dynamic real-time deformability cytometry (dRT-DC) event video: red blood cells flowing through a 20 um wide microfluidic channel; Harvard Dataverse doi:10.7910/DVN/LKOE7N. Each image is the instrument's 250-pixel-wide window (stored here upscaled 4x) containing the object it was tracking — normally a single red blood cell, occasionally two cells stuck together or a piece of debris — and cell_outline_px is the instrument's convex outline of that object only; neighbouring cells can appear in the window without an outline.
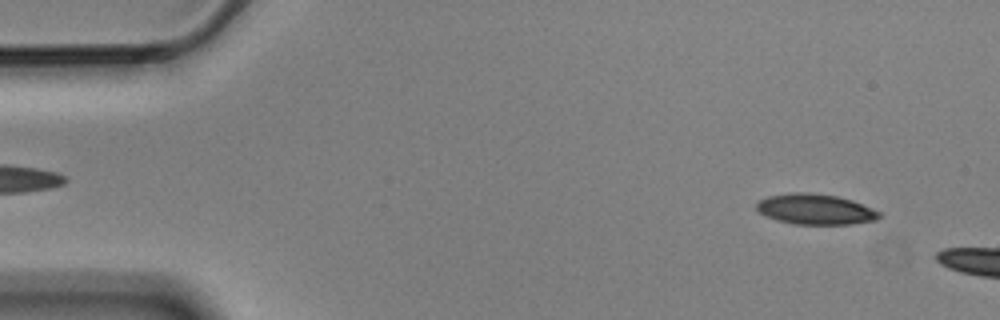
{"species": "Egyptian fruit bat (a non-hibernating species)", "species_latin": "Rousettus aegyptiacus", "temperature_condition": "cold", "stored_images_in_passage": 4, "camera_frame_rate_fps": 3000, "um_per_image_px": 0.085, "animal": {"sex": "male"}, "frame": {"image": 1, "passage_image": 1, "time_ms": 0.0, "image_size_px": [1000, 320], "cell_outline_px": [[884, 216], [876, 220], [852, 224], [792, 224], [776, 220], [760, 212], [756, 208], [756, 204], [760, 200], [768, 196], [788, 192], [808, 192], [836, 196], [852, 200], [872, 208], [880, 212]], "centroid_in_image_um": [69.33, 17.78], "position_along_channel_um": 15.7, "area_um2": 21.91}}